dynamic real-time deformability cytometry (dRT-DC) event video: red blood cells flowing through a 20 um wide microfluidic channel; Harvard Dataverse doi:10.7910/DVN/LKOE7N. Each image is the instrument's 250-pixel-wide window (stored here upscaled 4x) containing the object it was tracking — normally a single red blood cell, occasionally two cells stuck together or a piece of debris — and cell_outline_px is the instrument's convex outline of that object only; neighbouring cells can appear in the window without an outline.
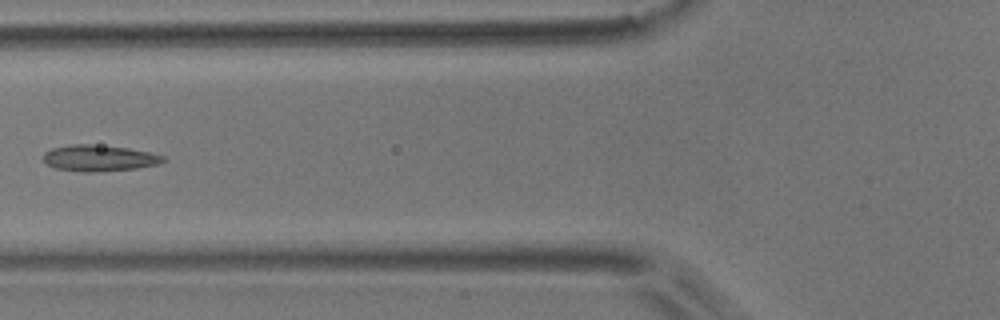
{"species": "common noctule bat (a hibernating species)", "species_latin": "Nyctalus noctula", "temperature_condition": "room temperature", "stored_images_in_passage": 6, "camera_frame_rate_fps": 3000, "um_per_image_px": 0.085, "animal": {"sex": "male", "body_mass_g": 17.9}, "frame": {"image": 1, "passage_image": 6, "time_ms": 1.667, "image_size_px": [1000, 320], "cell_outline_px": [[168, 160], [160, 164], [136, 168], [100, 172], [84, 172], [56, 168], [48, 164], [44, 160], [44, 152], [52, 148], [72, 144], [92, 144], [128, 148], [148, 152], [164, 156]], "centroid_in_image_um": [8.46, 13.44], "position_along_channel_um": 117.3, "area_um2": 18.32}}